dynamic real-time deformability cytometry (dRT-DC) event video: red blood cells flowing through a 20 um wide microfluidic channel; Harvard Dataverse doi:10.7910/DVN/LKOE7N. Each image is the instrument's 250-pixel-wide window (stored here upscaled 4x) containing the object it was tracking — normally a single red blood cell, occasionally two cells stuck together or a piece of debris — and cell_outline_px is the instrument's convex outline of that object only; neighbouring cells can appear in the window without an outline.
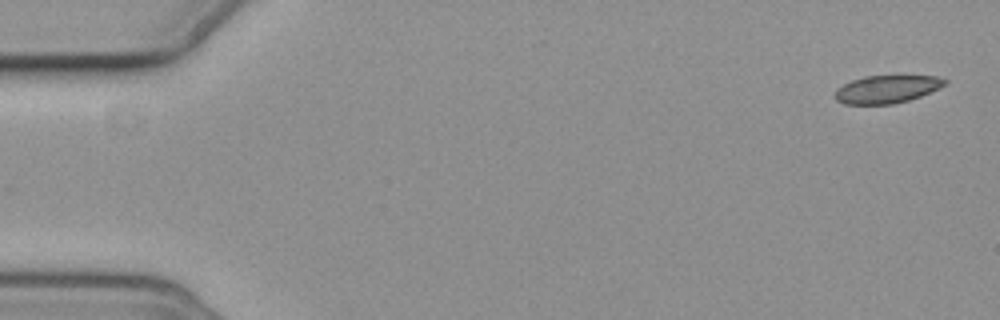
{"species": "common noctule bat (a hibernating species)", "species_latin": "Nyctalus noctula", "temperature_condition": "cold", "stored_images_in_passage": 2, "camera_frame_rate_fps": 3000, "um_per_image_px": 0.085, "animal": {"sex": "female", "body_mass_g": 19.3, "forearm_length_mm": 54.1}, "frame": {"image": 1, "passage_image": 1, "time_ms": 0.0, "image_size_px": [1000, 320], "cell_outline_px": [[948, 84], [940, 88], [920, 96], [908, 100], [892, 104], [844, 104], [836, 100], [836, 88], [852, 80], [864, 76], [936, 76], [948, 80]], "centroid_in_image_um": [75.4, 7.58], "position_along_channel_um": 9.6, "area_um2": 17.74}}